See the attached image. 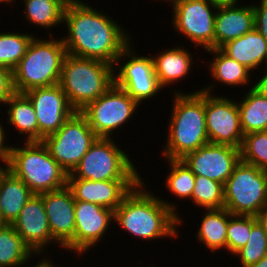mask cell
I'll list each match as a JSON object with an SVG mask.
<instances>
[{"label": "cell", "instance_id": "cell-1", "mask_svg": "<svg viewBox=\"0 0 267 267\" xmlns=\"http://www.w3.org/2000/svg\"><path fill=\"white\" fill-rule=\"evenodd\" d=\"M89 4V1H68L65 6L62 25L67 34L61 38L67 54L114 66L122 51L134 40L132 33L104 10Z\"/></svg>", "mask_w": 267, "mask_h": 267}, {"label": "cell", "instance_id": "cell-2", "mask_svg": "<svg viewBox=\"0 0 267 267\" xmlns=\"http://www.w3.org/2000/svg\"><path fill=\"white\" fill-rule=\"evenodd\" d=\"M144 179L142 177L114 211L113 222L125 233L131 234L133 240L140 239V242H157L161 238L177 239L184 219L177 212L179 209L176 202L155 195L154 190L150 191V185L143 182Z\"/></svg>", "mask_w": 267, "mask_h": 267}, {"label": "cell", "instance_id": "cell-3", "mask_svg": "<svg viewBox=\"0 0 267 267\" xmlns=\"http://www.w3.org/2000/svg\"><path fill=\"white\" fill-rule=\"evenodd\" d=\"M201 89L195 88L194 92L173 89L166 143L164 141V150L160 154L164 159H183L210 143L205 118V92Z\"/></svg>", "mask_w": 267, "mask_h": 267}, {"label": "cell", "instance_id": "cell-4", "mask_svg": "<svg viewBox=\"0 0 267 267\" xmlns=\"http://www.w3.org/2000/svg\"><path fill=\"white\" fill-rule=\"evenodd\" d=\"M57 35L41 39L35 36L12 71L13 88L17 93L30 89L58 85L67 50ZM52 37V38H51Z\"/></svg>", "mask_w": 267, "mask_h": 267}, {"label": "cell", "instance_id": "cell-5", "mask_svg": "<svg viewBox=\"0 0 267 267\" xmlns=\"http://www.w3.org/2000/svg\"><path fill=\"white\" fill-rule=\"evenodd\" d=\"M12 144L7 167L34 194L56 191L67 186L68 174L53 159L43 141H19ZM21 144V146H20Z\"/></svg>", "mask_w": 267, "mask_h": 267}, {"label": "cell", "instance_id": "cell-6", "mask_svg": "<svg viewBox=\"0 0 267 267\" xmlns=\"http://www.w3.org/2000/svg\"><path fill=\"white\" fill-rule=\"evenodd\" d=\"M59 85L70 106L79 112L114 85V66L100 60L67 54Z\"/></svg>", "mask_w": 267, "mask_h": 267}, {"label": "cell", "instance_id": "cell-7", "mask_svg": "<svg viewBox=\"0 0 267 267\" xmlns=\"http://www.w3.org/2000/svg\"><path fill=\"white\" fill-rule=\"evenodd\" d=\"M114 140L115 138L97 137L67 178L92 181L141 180L142 171L138 173L133 158L127 153L128 150L124 151L117 140Z\"/></svg>", "mask_w": 267, "mask_h": 267}, {"label": "cell", "instance_id": "cell-8", "mask_svg": "<svg viewBox=\"0 0 267 267\" xmlns=\"http://www.w3.org/2000/svg\"><path fill=\"white\" fill-rule=\"evenodd\" d=\"M223 190L224 208L231 214L255 216L267 205V171L240 161Z\"/></svg>", "mask_w": 267, "mask_h": 267}, {"label": "cell", "instance_id": "cell-9", "mask_svg": "<svg viewBox=\"0 0 267 267\" xmlns=\"http://www.w3.org/2000/svg\"><path fill=\"white\" fill-rule=\"evenodd\" d=\"M134 43L133 40L117 58L114 84L141 106L143 102H152L155 96L157 99V95L164 89L155 74L152 56L146 53L138 55Z\"/></svg>", "mask_w": 267, "mask_h": 267}, {"label": "cell", "instance_id": "cell-10", "mask_svg": "<svg viewBox=\"0 0 267 267\" xmlns=\"http://www.w3.org/2000/svg\"><path fill=\"white\" fill-rule=\"evenodd\" d=\"M139 106L124 90L114 84L79 112L86 118L97 137L113 138L115 133H119L117 131L132 122L130 119L137 114L136 111L141 108Z\"/></svg>", "mask_w": 267, "mask_h": 267}, {"label": "cell", "instance_id": "cell-11", "mask_svg": "<svg viewBox=\"0 0 267 267\" xmlns=\"http://www.w3.org/2000/svg\"><path fill=\"white\" fill-rule=\"evenodd\" d=\"M97 139L86 118L75 111L55 132L43 139L53 159L71 173Z\"/></svg>", "mask_w": 267, "mask_h": 267}, {"label": "cell", "instance_id": "cell-12", "mask_svg": "<svg viewBox=\"0 0 267 267\" xmlns=\"http://www.w3.org/2000/svg\"><path fill=\"white\" fill-rule=\"evenodd\" d=\"M171 8V29L176 34L185 36L193 48L214 49L216 6L207 0H181Z\"/></svg>", "mask_w": 267, "mask_h": 267}, {"label": "cell", "instance_id": "cell-13", "mask_svg": "<svg viewBox=\"0 0 267 267\" xmlns=\"http://www.w3.org/2000/svg\"><path fill=\"white\" fill-rule=\"evenodd\" d=\"M114 211L87 201L75 200V231L73 239L63 250L83 256L103 242L109 229H113ZM107 233V234H106ZM93 247V248H92Z\"/></svg>", "mask_w": 267, "mask_h": 267}, {"label": "cell", "instance_id": "cell-14", "mask_svg": "<svg viewBox=\"0 0 267 267\" xmlns=\"http://www.w3.org/2000/svg\"><path fill=\"white\" fill-rule=\"evenodd\" d=\"M225 96L221 95V92L219 95L205 93V118L209 142L241 149L244 134L240 126L237 100Z\"/></svg>", "mask_w": 267, "mask_h": 267}, {"label": "cell", "instance_id": "cell-15", "mask_svg": "<svg viewBox=\"0 0 267 267\" xmlns=\"http://www.w3.org/2000/svg\"><path fill=\"white\" fill-rule=\"evenodd\" d=\"M33 104L39 124V141L55 133L75 112L61 86L38 87L24 93Z\"/></svg>", "mask_w": 267, "mask_h": 267}, {"label": "cell", "instance_id": "cell-16", "mask_svg": "<svg viewBox=\"0 0 267 267\" xmlns=\"http://www.w3.org/2000/svg\"><path fill=\"white\" fill-rule=\"evenodd\" d=\"M195 175L225 184L235 166L241 161L240 149L208 143L181 159Z\"/></svg>", "mask_w": 267, "mask_h": 267}, {"label": "cell", "instance_id": "cell-17", "mask_svg": "<svg viewBox=\"0 0 267 267\" xmlns=\"http://www.w3.org/2000/svg\"><path fill=\"white\" fill-rule=\"evenodd\" d=\"M11 225L34 254L46 255L48 246H57L50 232L42 193L33 194Z\"/></svg>", "mask_w": 267, "mask_h": 267}, {"label": "cell", "instance_id": "cell-18", "mask_svg": "<svg viewBox=\"0 0 267 267\" xmlns=\"http://www.w3.org/2000/svg\"><path fill=\"white\" fill-rule=\"evenodd\" d=\"M52 239L58 249L73 239L75 231V199L66 186L62 189L42 193Z\"/></svg>", "mask_w": 267, "mask_h": 267}, {"label": "cell", "instance_id": "cell-19", "mask_svg": "<svg viewBox=\"0 0 267 267\" xmlns=\"http://www.w3.org/2000/svg\"><path fill=\"white\" fill-rule=\"evenodd\" d=\"M139 181L67 178V187L75 200L87 201L115 211Z\"/></svg>", "mask_w": 267, "mask_h": 267}, {"label": "cell", "instance_id": "cell-20", "mask_svg": "<svg viewBox=\"0 0 267 267\" xmlns=\"http://www.w3.org/2000/svg\"><path fill=\"white\" fill-rule=\"evenodd\" d=\"M205 52H209L213 56V58H210V60L207 61V70L209 71V77L211 74V78L213 80V83L215 84H209L207 83V86L202 87L201 89L203 92L215 95V88H217L221 84L224 87L235 89L237 86L241 88V86L244 88L246 85V88L249 89L252 87V83L255 76V74H252L253 72L249 70L246 66L243 64H240L236 60L230 58L228 55H226L220 48H214V49H208L205 50ZM251 80V81H250ZM216 82H218L216 84ZM217 87H216V86ZM251 85V86H250ZM215 86V87H214Z\"/></svg>", "mask_w": 267, "mask_h": 267}, {"label": "cell", "instance_id": "cell-21", "mask_svg": "<svg viewBox=\"0 0 267 267\" xmlns=\"http://www.w3.org/2000/svg\"><path fill=\"white\" fill-rule=\"evenodd\" d=\"M172 46L174 47H166L165 50L159 51L158 54H151L155 74L163 89L170 87V85H176L177 82H182L181 80L188 79L187 76L191 75L193 65L197 63L193 59L195 58L193 57L194 54H191L189 50L190 47L187 48L183 44L181 46L179 44Z\"/></svg>", "mask_w": 267, "mask_h": 267}, {"label": "cell", "instance_id": "cell-22", "mask_svg": "<svg viewBox=\"0 0 267 267\" xmlns=\"http://www.w3.org/2000/svg\"><path fill=\"white\" fill-rule=\"evenodd\" d=\"M253 28L252 3L245 4L241 1L235 5L218 7L215 15L214 48H220L226 42L245 35Z\"/></svg>", "mask_w": 267, "mask_h": 267}, {"label": "cell", "instance_id": "cell-23", "mask_svg": "<svg viewBox=\"0 0 267 267\" xmlns=\"http://www.w3.org/2000/svg\"><path fill=\"white\" fill-rule=\"evenodd\" d=\"M220 49L254 74L255 71L267 66V40L255 28L237 39L226 42Z\"/></svg>", "mask_w": 267, "mask_h": 267}, {"label": "cell", "instance_id": "cell-24", "mask_svg": "<svg viewBox=\"0 0 267 267\" xmlns=\"http://www.w3.org/2000/svg\"><path fill=\"white\" fill-rule=\"evenodd\" d=\"M8 126L24 137V142L39 141V124L36 111L30 99L24 93L14 92L4 103ZM26 137V138H25Z\"/></svg>", "mask_w": 267, "mask_h": 267}, {"label": "cell", "instance_id": "cell-25", "mask_svg": "<svg viewBox=\"0 0 267 267\" xmlns=\"http://www.w3.org/2000/svg\"><path fill=\"white\" fill-rule=\"evenodd\" d=\"M33 194L10 170H3L0 174V218L4 224H12L15 221Z\"/></svg>", "mask_w": 267, "mask_h": 267}, {"label": "cell", "instance_id": "cell-26", "mask_svg": "<svg viewBox=\"0 0 267 267\" xmlns=\"http://www.w3.org/2000/svg\"><path fill=\"white\" fill-rule=\"evenodd\" d=\"M200 226L196 232L197 243L209 250L218 253L225 250L227 245V226L230 212L225 208L203 209Z\"/></svg>", "mask_w": 267, "mask_h": 267}, {"label": "cell", "instance_id": "cell-27", "mask_svg": "<svg viewBox=\"0 0 267 267\" xmlns=\"http://www.w3.org/2000/svg\"><path fill=\"white\" fill-rule=\"evenodd\" d=\"M69 0H21L24 7L23 15L27 24L49 31L48 36H54L50 31L63 25L64 9ZM25 12V13H24ZM53 32V33H52Z\"/></svg>", "mask_w": 267, "mask_h": 267}, {"label": "cell", "instance_id": "cell-28", "mask_svg": "<svg viewBox=\"0 0 267 267\" xmlns=\"http://www.w3.org/2000/svg\"><path fill=\"white\" fill-rule=\"evenodd\" d=\"M237 100L243 134L267 131V98L252 87Z\"/></svg>", "mask_w": 267, "mask_h": 267}, {"label": "cell", "instance_id": "cell-29", "mask_svg": "<svg viewBox=\"0 0 267 267\" xmlns=\"http://www.w3.org/2000/svg\"><path fill=\"white\" fill-rule=\"evenodd\" d=\"M33 256L38 254L32 252L11 224L0 227V267H22L30 264Z\"/></svg>", "mask_w": 267, "mask_h": 267}, {"label": "cell", "instance_id": "cell-30", "mask_svg": "<svg viewBox=\"0 0 267 267\" xmlns=\"http://www.w3.org/2000/svg\"><path fill=\"white\" fill-rule=\"evenodd\" d=\"M15 31L5 32L2 30L0 32V66L11 71L17 67L32 39L37 36L36 33L33 35L32 32L24 34V31L23 33Z\"/></svg>", "mask_w": 267, "mask_h": 267}, {"label": "cell", "instance_id": "cell-31", "mask_svg": "<svg viewBox=\"0 0 267 267\" xmlns=\"http://www.w3.org/2000/svg\"><path fill=\"white\" fill-rule=\"evenodd\" d=\"M168 163L169 171L164 182L166 190L177 199L191 200L195 184V174L181 159H163ZM190 199V200H189Z\"/></svg>", "mask_w": 267, "mask_h": 267}, {"label": "cell", "instance_id": "cell-32", "mask_svg": "<svg viewBox=\"0 0 267 267\" xmlns=\"http://www.w3.org/2000/svg\"><path fill=\"white\" fill-rule=\"evenodd\" d=\"M190 202L200 209L224 208L223 184L205 176L195 175V184ZM202 207V208H201Z\"/></svg>", "mask_w": 267, "mask_h": 267}, {"label": "cell", "instance_id": "cell-33", "mask_svg": "<svg viewBox=\"0 0 267 267\" xmlns=\"http://www.w3.org/2000/svg\"><path fill=\"white\" fill-rule=\"evenodd\" d=\"M267 255V235L258 222L251 227L247 243L233 256L241 267H251Z\"/></svg>", "mask_w": 267, "mask_h": 267}, {"label": "cell", "instance_id": "cell-34", "mask_svg": "<svg viewBox=\"0 0 267 267\" xmlns=\"http://www.w3.org/2000/svg\"><path fill=\"white\" fill-rule=\"evenodd\" d=\"M240 156L242 162L267 171V131L245 134Z\"/></svg>", "mask_w": 267, "mask_h": 267}, {"label": "cell", "instance_id": "cell-35", "mask_svg": "<svg viewBox=\"0 0 267 267\" xmlns=\"http://www.w3.org/2000/svg\"><path fill=\"white\" fill-rule=\"evenodd\" d=\"M257 222L255 216L233 215L227 226V245L226 250L229 256H233L238 250L243 248L249 238L251 227Z\"/></svg>", "mask_w": 267, "mask_h": 267}, {"label": "cell", "instance_id": "cell-36", "mask_svg": "<svg viewBox=\"0 0 267 267\" xmlns=\"http://www.w3.org/2000/svg\"><path fill=\"white\" fill-rule=\"evenodd\" d=\"M252 3L254 9V28L267 40V0Z\"/></svg>", "mask_w": 267, "mask_h": 267}, {"label": "cell", "instance_id": "cell-37", "mask_svg": "<svg viewBox=\"0 0 267 267\" xmlns=\"http://www.w3.org/2000/svg\"><path fill=\"white\" fill-rule=\"evenodd\" d=\"M14 92L12 71L0 66V106L4 105Z\"/></svg>", "mask_w": 267, "mask_h": 267}, {"label": "cell", "instance_id": "cell-38", "mask_svg": "<svg viewBox=\"0 0 267 267\" xmlns=\"http://www.w3.org/2000/svg\"><path fill=\"white\" fill-rule=\"evenodd\" d=\"M0 162L2 163L3 166H5L6 168L9 165L10 162V158H11V147H12V143L8 144L9 141L7 139L9 130H6V125L3 126V123L5 124V122L2 121V119H0ZM6 130V131H5ZM7 134V136H6Z\"/></svg>", "mask_w": 267, "mask_h": 267}, {"label": "cell", "instance_id": "cell-39", "mask_svg": "<svg viewBox=\"0 0 267 267\" xmlns=\"http://www.w3.org/2000/svg\"><path fill=\"white\" fill-rule=\"evenodd\" d=\"M262 71H265L263 72L264 74L261 75L260 77L256 75L257 77L255 81H253L252 88L256 92L267 98V66H265L264 69H262Z\"/></svg>", "mask_w": 267, "mask_h": 267}, {"label": "cell", "instance_id": "cell-40", "mask_svg": "<svg viewBox=\"0 0 267 267\" xmlns=\"http://www.w3.org/2000/svg\"><path fill=\"white\" fill-rule=\"evenodd\" d=\"M48 254L49 253H47L46 257L43 256L44 254H38V257L41 256L42 259L37 257V259H39V261L36 260L37 263L35 265H33V266L28 265L26 267H29V266L30 267H61L60 264L59 265H54L55 263H53L52 260L48 259L49 257L51 258V255L48 256Z\"/></svg>", "mask_w": 267, "mask_h": 267}, {"label": "cell", "instance_id": "cell-41", "mask_svg": "<svg viewBox=\"0 0 267 267\" xmlns=\"http://www.w3.org/2000/svg\"><path fill=\"white\" fill-rule=\"evenodd\" d=\"M256 220L263 228L264 232L267 235V205L264 206L256 215Z\"/></svg>", "mask_w": 267, "mask_h": 267}, {"label": "cell", "instance_id": "cell-42", "mask_svg": "<svg viewBox=\"0 0 267 267\" xmlns=\"http://www.w3.org/2000/svg\"><path fill=\"white\" fill-rule=\"evenodd\" d=\"M211 5L218 7H225L238 4L240 0H207Z\"/></svg>", "mask_w": 267, "mask_h": 267}, {"label": "cell", "instance_id": "cell-43", "mask_svg": "<svg viewBox=\"0 0 267 267\" xmlns=\"http://www.w3.org/2000/svg\"><path fill=\"white\" fill-rule=\"evenodd\" d=\"M251 267H267V255L261 258L257 263L253 264Z\"/></svg>", "mask_w": 267, "mask_h": 267}, {"label": "cell", "instance_id": "cell-44", "mask_svg": "<svg viewBox=\"0 0 267 267\" xmlns=\"http://www.w3.org/2000/svg\"><path fill=\"white\" fill-rule=\"evenodd\" d=\"M0 3L3 4V7H7L6 5L10 6L11 4H16V0H0ZM6 4V5H5ZM10 4V5H9Z\"/></svg>", "mask_w": 267, "mask_h": 267}, {"label": "cell", "instance_id": "cell-45", "mask_svg": "<svg viewBox=\"0 0 267 267\" xmlns=\"http://www.w3.org/2000/svg\"><path fill=\"white\" fill-rule=\"evenodd\" d=\"M154 1H160V0H154ZM166 2L167 4H171V6H174L176 3H178L181 0H161V2Z\"/></svg>", "mask_w": 267, "mask_h": 267}, {"label": "cell", "instance_id": "cell-46", "mask_svg": "<svg viewBox=\"0 0 267 267\" xmlns=\"http://www.w3.org/2000/svg\"><path fill=\"white\" fill-rule=\"evenodd\" d=\"M6 167L3 166L1 163H0V174L3 172V170L5 169Z\"/></svg>", "mask_w": 267, "mask_h": 267}, {"label": "cell", "instance_id": "cell-47", "mask_svg": "<svg viewBox=\"0 0 267 267\" xmlns=\"http://www.w3.org/2000/svg\"><path fill=\"white\" fill-rule=\"evenodd\" d=\"M3 225H4V222L0 218V227H2Z\"/></svg>", "mask_w": 267, "mask_h": 267}, {"label": "cell", "instance_id": "cell-48", "mask_svg": "<svg viewBox=\"0 0 267 267\" xmlns=\"http://www.w3.org/2000/svg\"><path fill=\"white\" fill-rule=\"evenodd\" d=\"M141 267H143V266L141 265ZM151 267H157V266H156V264H151Z\"/></svg>", "mask_w": 267, "mask_h": 267}]
</instances>
